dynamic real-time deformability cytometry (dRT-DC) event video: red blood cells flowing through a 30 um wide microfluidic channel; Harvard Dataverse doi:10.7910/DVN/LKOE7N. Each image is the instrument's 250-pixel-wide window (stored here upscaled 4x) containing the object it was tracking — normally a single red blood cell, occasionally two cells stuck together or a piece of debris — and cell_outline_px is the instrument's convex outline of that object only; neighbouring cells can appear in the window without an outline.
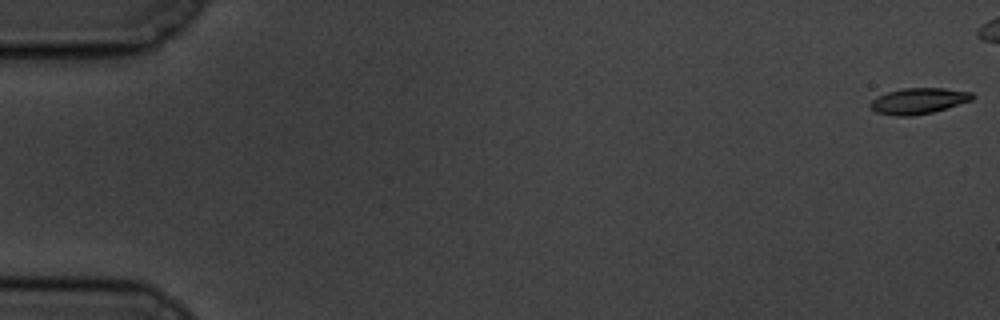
{"species": "common noctule bat (a hibernating species)", "species_latin": "Nyctalus noctula", "temperature_condition": "cold", "stored_images_in_passage": 52, "camera_frame_rate_fps": 3000, "um_per_image_px": 0.085, "animal": {"sex": "male", "body_mass_g": 19.5, "forearm_length_mm": 54.6}, "frame": {"image": 1, "passage_image": 1, "time_ms": 0.0, "image_size_px": [1000, 320], "cell_outline_px": [[976, 96], [972, 100], [932, 112], [912, 116], [896, 116], [876, 112], [868, 104], [872, 100], [888, 92], [904, 88], [944, 88], [972, 92]], "centroid_in_image_um": [78.1, 8.58], "position_along_channel_um": 6.9, "area_um2": 15.26}}
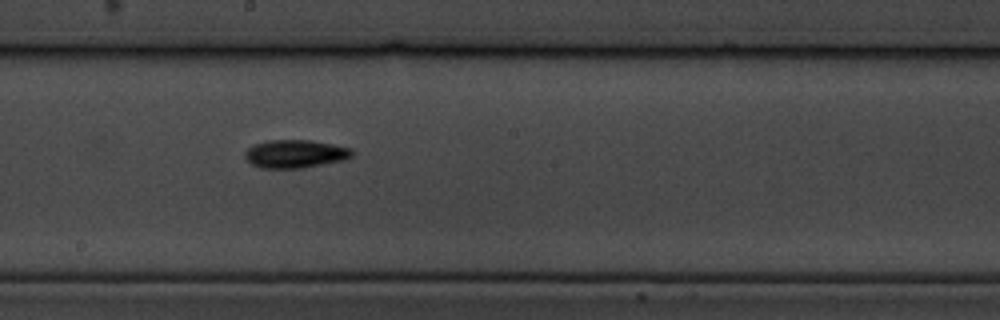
{"frame": {"image": 2, "passage_image": 33, "time_ms": 10.667, "image_size_px": [1000, 320], "cell_outline_px": [[352, 156], [340, 160], [304, 168], [260, 168], [252, 164], [244, 156], [244, 152], [248, 148], [256, 144], [268, 140], [308, 140], [332, 144], [352, 148]], "centroid_in_image_um": [25.06, 13.07], "position_along_channel_um": 223.1, "area_um2": 17.34}}
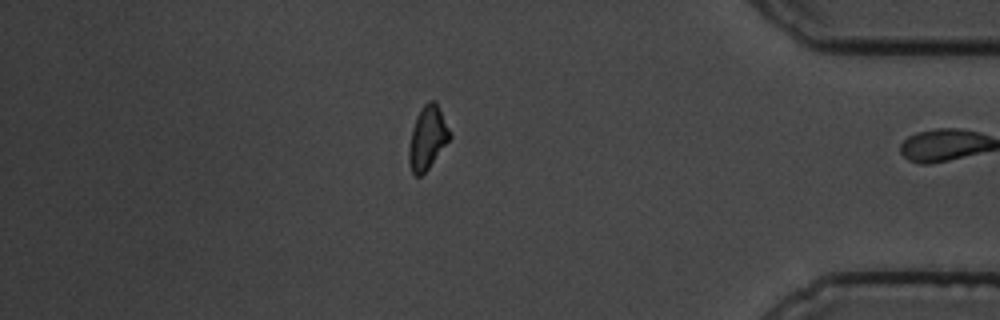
{"frame": {"image": 3, "passage_image": 51, "time_ms": 16.667, "image_size_px": [1000, 320], "cell_outline_px": [[452, 136], [428, 168], [420, 176], [416, 176], [412, 172], [408, 164], [408, 148], [412, 128], [416, 116], [424, 104], [428, 100], [436, 100], [452, 132]], "centroid_in_image_um": [36.34, 11.67], "position_along_channel_um": 398.9, "area_um2": 15.26}, "authors_computed_cell_mechanics": {"area_um2": 15.895, "velocity_mm_per_s": 3.4612, "shape_relaxation_time_tau1_ms": 2.9279, "shape_relaxation_time_tau2_ms": 10.1162, "deformation_change_tau1": 0.1032, "deformation_change_tau2": 0.1664}}